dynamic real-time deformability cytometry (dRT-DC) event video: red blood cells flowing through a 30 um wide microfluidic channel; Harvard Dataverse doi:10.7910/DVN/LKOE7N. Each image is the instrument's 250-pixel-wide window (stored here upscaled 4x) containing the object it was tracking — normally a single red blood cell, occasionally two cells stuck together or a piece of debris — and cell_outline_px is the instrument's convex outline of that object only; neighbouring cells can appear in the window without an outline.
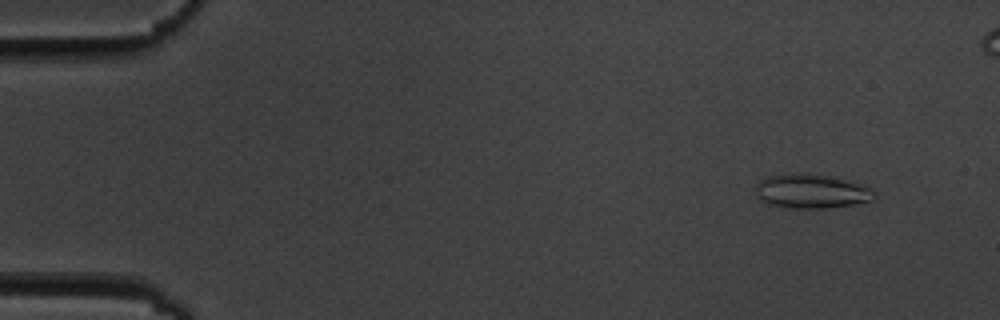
{"species": "common noctule bat (a hibernating species)", "species_latin": "Nyctalus noctula", "temperature_condition": "cold", "stored_images_in_passage": 5, "camera_frame_rate_fps": 3000, "um_per_image_px": 0.085, "animal": {"sex": "male", "body_mass_g": 19.5, "forearm_length_mm": 54.6}, "frame": {"image": 1, "passage_image": 1, "time_ms": 0.0, "image_size_px": [1000, 320], "cell_outline_px": [[876, 200], [852, 204], [824, 208], [784, 208], [768, 204], [760, 200], [756, 196], [756, 184], [760, 180], [768, 176], [796, 172], [804, 172], [832, 176], [868, 188], [876, 192]], "centroid_in_image_um": [68.91, 16.25], "position_along_channel_um": 16.1, "area_um2": 23.81}}
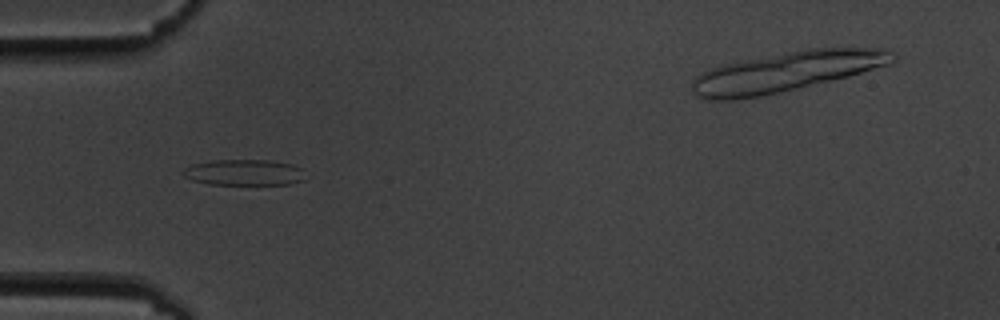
{"frame": {"image": 2, "passage_image": 4, "time_ms": 4.333, "image_size_px": [1000, 320], "cell_outline_px": [[304, 180], [288, 184], [208, 184], [192, 180], [184, 176], [184, 168], [192, 164], [212, 160], [268, 160], [292, 164], [304, 168]], "centroid_in_image_um": [20.78, 14.65], "position_along_channel_um": 64.2, "area_um2": 18.5}}
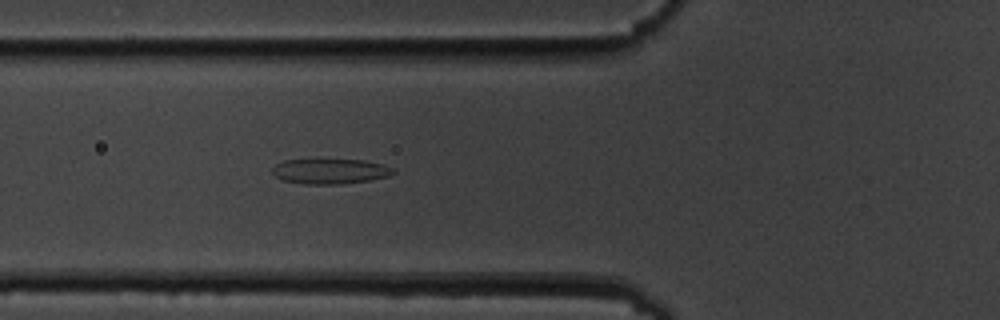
{"frame": {"image": 3, "passage_image": 5, "time_ms": 5.333, "image_size_px": [1000, 320], "cell_outline_px": [[396, 172], [388, 176], [368, 180], [340, 184], [304, 184], [280, 180], [272, 172], [272, 168], [276, 164], [284, 160], [364, 160], [384, 164], [392, 168]], "centroid_in_image_um": [28.04, 14.56], "position_along_channel_um": 97.8, "area_um2": 17.63}}